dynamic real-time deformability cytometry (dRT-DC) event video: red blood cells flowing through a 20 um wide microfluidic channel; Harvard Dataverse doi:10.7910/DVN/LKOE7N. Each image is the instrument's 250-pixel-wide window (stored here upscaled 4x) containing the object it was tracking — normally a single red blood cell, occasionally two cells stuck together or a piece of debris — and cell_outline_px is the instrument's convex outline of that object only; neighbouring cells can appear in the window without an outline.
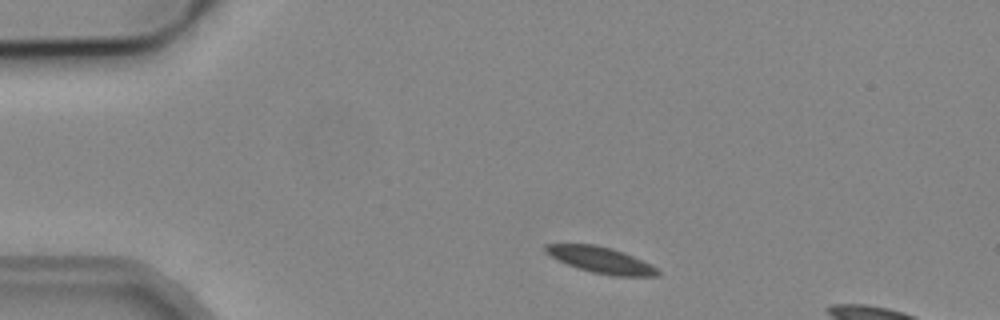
{"species": "common noctule bat (a hibernating species)", "species_latin": "Nyctalus noctula", "temperature_condition": "cold", "stored_images_in_passage": 39, "camera_frame_rate_fps": 3000, "um_per_image_px": 0.085, "animal": {"sex": "male", "body_mass_g": 19.2, "forearm_length_mm": 51.8}, "frame": {"image": 1, "passage_image": 4, "time_ms": 1.0, "image_size_px": [1000, 320], "cell_outline_px": [[660, 272], [656, 276], [616, 276], [592, 272], [568, 264], [544, 252], [544, 244], [592, 244], [612, 248], [632, 256], [656, 268]], "centroid_in_image_um": [51.04, 22.09], "position_along_channel_um": 34.0, "area_um2": 16.59}}
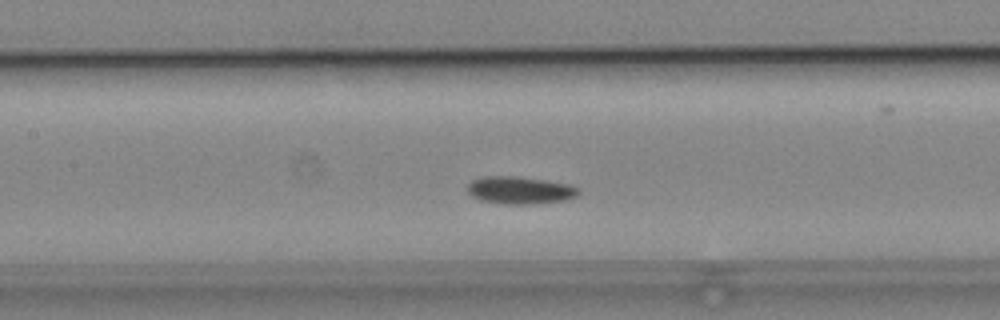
{"frame": {"image": 2, "passage_image": 18, "time_ms": 5.667, "image_size_px": [1000, 320], "cell_outline_px": [[580, 192], [576, 196], [564, 200], [532, 204], [500, 204], [480, 200], [472, 196], [468, 192], [468, 184], [472, 180], [480, 176], [516, 176], [544, 180], [568, 184], [580, 188]], "centroid_in_image_um": [44.17, 16.17], "position_along_channel_um": 163.2, "area_um2": 17.86}}
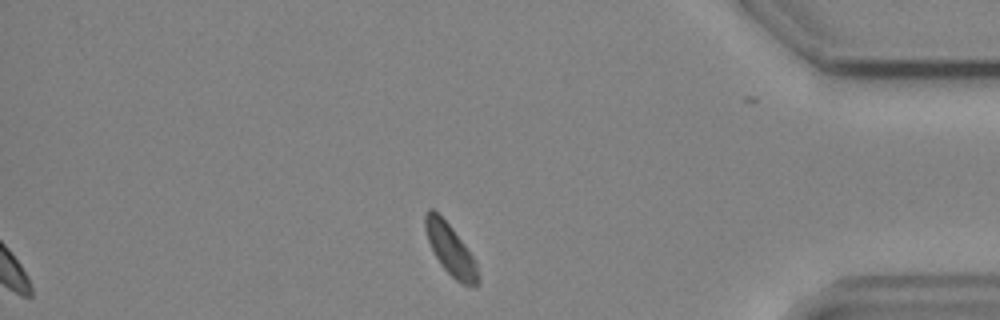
{"frame": {"image": 3, "passage_image": 39, "time_ms": 12.667, "image_size_px": [1000, 320], "cell_outline_px": [[480, 280], [476, 288], [472, 288], [456, 280], [440, 264], [428, 240], [424, 228], [424, 212], [428, 208], [432, 208], [452, 228], [464, 244], [472, 256], [476, 264], [480, 276]], "centroid_in_image_um": [38.3, 21.24], "position_along_channel_um": 396.9, "area_um2": 15.61}}